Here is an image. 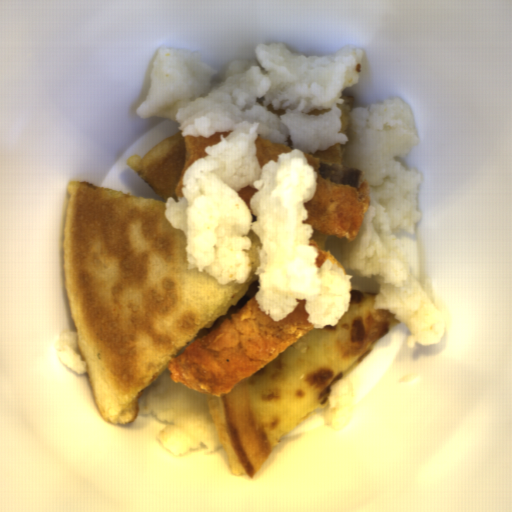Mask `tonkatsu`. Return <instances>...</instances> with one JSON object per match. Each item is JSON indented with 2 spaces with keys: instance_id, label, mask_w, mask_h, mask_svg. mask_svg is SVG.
I'll return each mask as SVG.
<instances>
[{
  "instance_id": "obj_1",
  "label": "tonkatsu",
  "mask_w": 512,
  "mask_h": 512,
  "mask_svg": "<svg viewBox=\"0 0 512 512\" xmlns=\"http://www.w3.org/2000/svg\"><path fill=\"white\" fill-rule=\"evenodd\" d=\"M274 321L253 296L229 319L170 359V381L206 395L222 397L316 327L308 320L307 300Z\"/></svg>"
},
{
  "instance_id": "obj_2",
  "label": "tonkatsu",
  "mask_w": 512,
  "mask_h": 512,
  "mask_svg": "<svg viewBox=\"0 0 512 512\" xmlns=\"http://www.w3.org/2000/svg\"><path fill=\"white\" fill-rule=\"evenodd\" d=\"M317 177L315 195L303 203L308 217L302 224L320 233L355 240L370 206L368 180L364 171L303 153Z\"/></svg>"
},
{
  "instance_id": "obj_3",
  "label": "tonkatsu",
  "mask_w": 512,
  "mask_h": 512,
  "mask_svg": "<svg viewBox=\"0 0 512 512\" xmlns=\"http://www.w3.org/2000/svg\"><path fill=\"white\" fill-rule=\"evenodd\" d=\"M232 132L233 131L231 130L219 131L215 132L209 137H204L201 135L194 136L191 134L184 136L183 140L186 144V157L182 174L175 188V194L178 198H183V178L187 169L201 158L208 156V153L205 151V149L209 146H215L218 144L221 141L220 136L227 138L230 134H232Z\"/></svg>"
},
{
  "instance_id": "obj_4",
  "label": "tonkatsu",
  "mask_w": 512,
  "mask_h": 512,
  "mask_svg": "<svg viewBox=\"0 0 512 512\" xmlns=\"http://www.w3.org/2000/svg\"><path fill=\"white\" fill-rule=\"evenodd\" d=\"M257 162L261 169L270 161L277 163L279 154L290 153L294 148L288 147L281 142L271 143L257 136L254 139Z\"/></svg>"
},
{
  "instance_id": "obj_5",
  "label": "tonkatsu",
  "mask_w": 512,
  "mask_h": 512,
  "mask_svg": "<svg viewBox=\"0 0 512 512\" xmlns=\"http://www.w3.org/2000/svg\"><path fill=\"white\" fill-rule=\"evenodd\" d=\"M308 245L314 246L315 250L318 252V256L315 260V266L317 268H321L325 265L326 261H329L332 265H337V268L341 269L345 276L347 275L345 268L343 265L332 255L330 251H323L322 248L317 244L316 240L308 241Z\"/></svg>"
},
{
  "instance_id": "obj_6",
  "label": "tonkatsu",
  "mask_w": 512,
  "mask_h": 512,
  "mask_svg": "<svg viewBox=\"0 0 512 512\" xmlns=\"http://www.w3.org/2000/svg\"><path fill=\"white\" fill-rule=\"evenodd\" d=\"M258 191L259 189L253 186L245 185L243 188L239 190L237 194V196L239 198H242V200L247 204L250 214H253L250 207L251 199L256 193H258Z\"/></svg>"
}]
</instances>
